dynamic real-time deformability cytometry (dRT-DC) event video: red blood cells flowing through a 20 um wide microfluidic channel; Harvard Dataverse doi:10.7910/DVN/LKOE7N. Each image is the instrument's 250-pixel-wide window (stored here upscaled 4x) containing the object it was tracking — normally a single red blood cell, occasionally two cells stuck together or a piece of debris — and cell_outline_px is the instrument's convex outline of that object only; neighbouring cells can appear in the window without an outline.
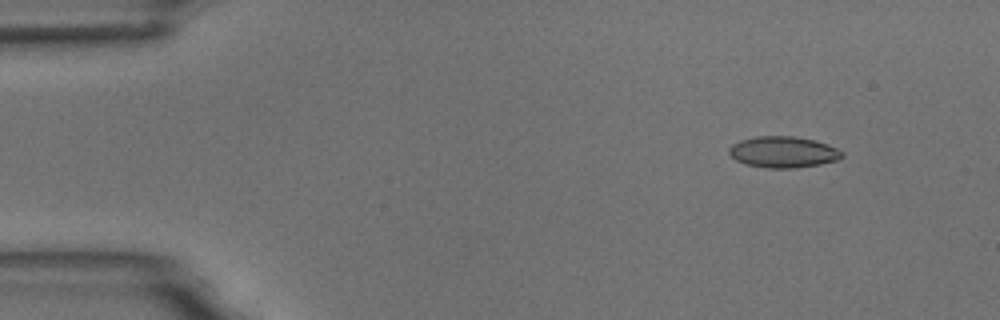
{"species": "common noctule bat (a hibernating species)", "species_latin": "Nyctalus noctula", "temperature_condition": "room temperature", "stored_images_in_passage": 6, "segment_of_instrument_passage": [1, 2], "camera_frame_rate_fps": 3000, "um_per_image_px": 0.085, "animal": {"sex": "male", "body_mass_g": 18.8}, "frame": {"image": 1, "passage_image": 2, "time_ms": 1.333, "image_size_px": [1000, 320], "cell_outline_px": [[844, 156], [836, 160], [820, 164], [792, 168], [768, 168], [744, 164], [736, 160], [728, 152], [728, 148], [732, 144], [740, 140], [756, 136], [796, 136], [816, 140], [828, 144], [844, 152]], "centroid_in_image_um": [66.57, 12.91], "position_along_channel_um": 18.4, "area_um2": 20.69}}